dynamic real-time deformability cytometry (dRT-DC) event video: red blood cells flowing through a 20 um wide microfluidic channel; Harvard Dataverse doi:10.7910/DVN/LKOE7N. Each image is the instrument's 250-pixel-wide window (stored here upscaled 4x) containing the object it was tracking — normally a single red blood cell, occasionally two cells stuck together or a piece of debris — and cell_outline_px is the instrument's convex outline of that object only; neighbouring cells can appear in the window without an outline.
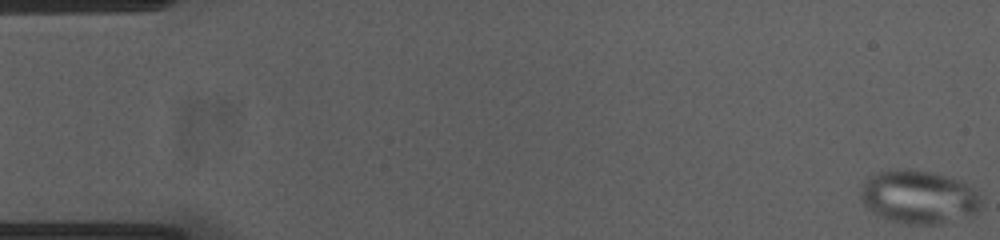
{"species": "common noctule bat (a hibernating species)", "species_latin": "Nyctalus noctula", "temperature_condition": "cold", "stored_images_in_passage": 55, "camera_frame_rate_fps": 3000, "um_per_image_px": 0.085, "animal": {"sex": "female", "body_mass_g": 23.0, "forearm_length_mm": 53.4}, "frame": {"image": 1, "passage_image": 1, "time_ms": 0.0, "image_size_px": [1000, 240], "cell_outline_px": [[980, 208], [972, 212], [944, 224], [904, 224], [888, 220], [876, 216], [860, 200], [860, 192], [868, 176], [876, 172], [888, 168], [908, 168], [932, 172], [960, 180], [972, 188], [976, 192], [980, 200]], "centroid_in_image_um": [78.0, 16.72], "position_along_channel_um": 7.0, "area_um2": 37.69}}
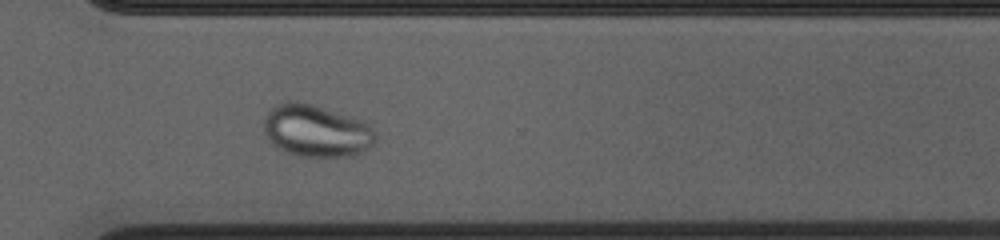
{"frame": {"image": 2, "passage_image": 40, "time_ms": 13.0, "image_size_px": [1000, 240], "cell_outline_px": [[376, 140], [364, 152], [352, 156], [296, 156], [276, 148], [268, 140], [264, 132], [264, 120], [268, 112], [276, 104], [288, 100], [296, 100], [312, 104], [352, 116], [364, 120], [376, 132]], "centroid_in_image_um": [26.89, 11.11], "position_along_channel_um": 343.7, "area_um2": 34.39}}
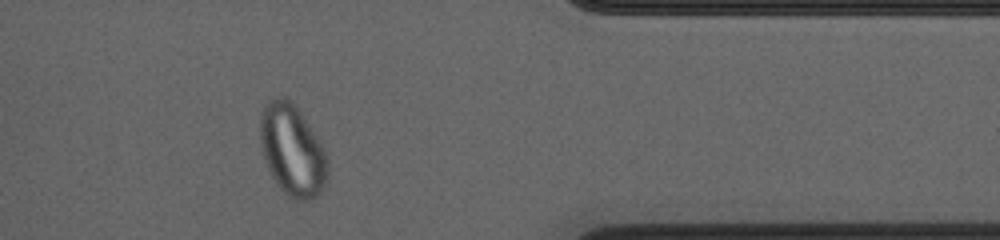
{"frame": {"image": 3, "passage_image": 45, "time_ms": 14.667, "image_size_px": [1000, 240], "cell_outline_px": [[328, 180], [320, 192], [316, 196], [308, 200], [296, 200], [288, 196], [276, 184], [264, 160], [260, 144], [260, 112], [264, 104], [268, 100], [284, 96], [300, 112], [324, 148], [328, 156]], "centroid_in_image_um": [24.84, 12.79], "position_along_channel_um": 386.6, "area_um2": 36.01}}